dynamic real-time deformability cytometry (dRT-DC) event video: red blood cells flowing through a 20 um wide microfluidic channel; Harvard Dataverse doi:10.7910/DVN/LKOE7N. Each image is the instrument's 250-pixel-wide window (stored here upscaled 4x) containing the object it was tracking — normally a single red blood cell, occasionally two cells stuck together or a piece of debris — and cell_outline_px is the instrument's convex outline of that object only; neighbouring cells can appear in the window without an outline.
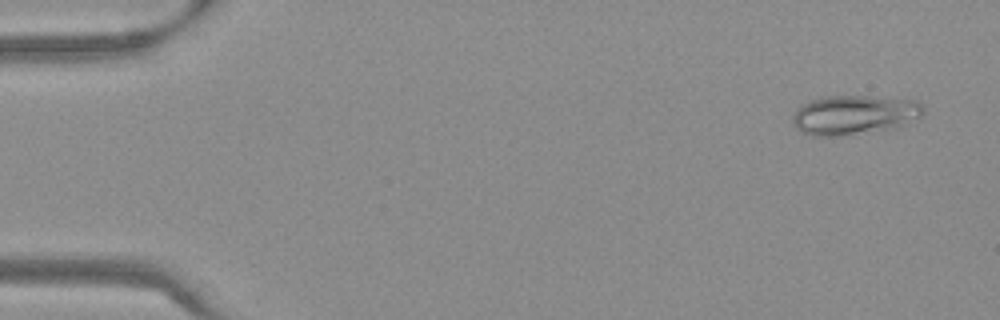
{"species": "Egyptian fruit bat (a non-hibernating species)", "species_latin": "Rousettus aegyptiacus", "temperature_condition": "warm", "stored_images_in_passage": 53, "camera_frame_rate_fps": 3000, "um_per_image_px": 0.085, "frame": {"image": 1, "passage_image": 3, "time_ms": 0.667, "image_size_px": [1000, 320], "cell_outline_px": [[924, 112], [920, 116], [896, 128], [844, 136], [808, 136], [800, 132], [796, 128], [792, 120], [792, 116], [804, 104], [820, 96], [868, 96], [916, 100], [924, 108]], "centroid_in_image_um": [72.59, 9.78], "position_along_channel_um": 12.4, "area_um2": 30.11}}
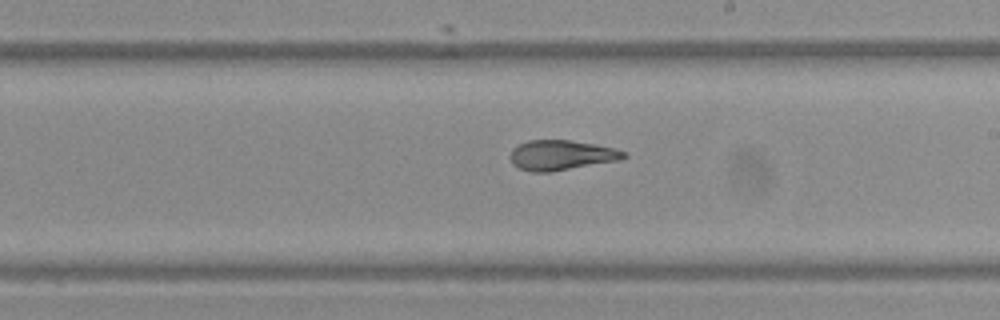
{"frame": {"image": 2, "passage_image": 31, "time_ms": 10.0, "image_size_px": [1000, 320], "cell_outline_px": [[628, 156], [620, 160], [552, 172], [532, 172], [520, 168], [512, 164], [508, 156], [512, 148], [528, 140], [568, 140], [616, 148], [628, 152]], "centroid_in_image_um": [47.71, 13.19], "position_along_channel_um": 241.3, "area_um2": 20.06}}
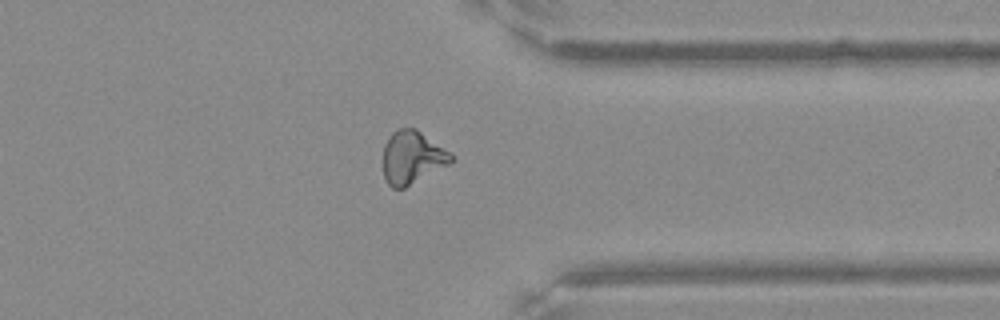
{"frame": {"image": 3, "passage_image": 42, "time_ms": 13.667, "image_size_px": [1000, 320], "cell_outline_px": [[452, 164], [404, 188], [392, 188], [388, 184], [384, 176], [384, 144], [388, 136], [392, 132], [400, 128], [416, 128], [452, 152]], "centroid_in_image_um": [35.07, 13.37], "position_along_channel_um": 376.3, "area_um2": 21.27}, "authors_computed_cell_mechanics": {"area_um2": 20.9236, "velocity_mm_per_s": 3.799, "shape_relaxation_time_tau1_ms": null, "shape_relaxation_time_tau2_ms": 1.8373, "deformation_change_tau1": null, "deformation_change_tau2": 0.0928}}